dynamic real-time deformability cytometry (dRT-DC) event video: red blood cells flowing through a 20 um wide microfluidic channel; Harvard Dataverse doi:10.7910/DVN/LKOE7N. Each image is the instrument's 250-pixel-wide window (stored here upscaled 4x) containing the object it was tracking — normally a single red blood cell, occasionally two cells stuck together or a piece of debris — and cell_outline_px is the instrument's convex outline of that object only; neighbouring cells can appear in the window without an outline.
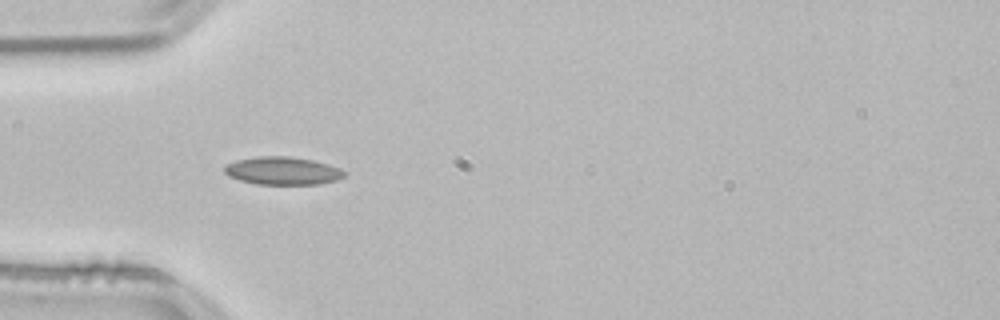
{"species": "common noctule bat (a hibernating species)", "species_latin": "Nyctalus noctula", "temperature_condition": "room temperature", "stored_images_in_passage": 27, "camera_frame_rate_fps": 3000, "um_per_image_px": 0.085, "animal": {"sex": "male", "body_mass_g": 21.5, "forearm_length_mm": 52.0}, "frame": {"image": 1, "passage_image": 1, "time_ms": 0.0, "image_size_px": [1000, 320], "cell_outline_px": [[344, 176], [336, 180], [320, 184], [256, 184], [240, 180], [228, 176], [224, 172], [224, 168], [228, 164], [236, 160], [260, 156], [288, 156], [312, 160], [328, 164], [340, 168], [344, 172]], "centroid_in_image_um": [24.01, 14.52], "position_along_channel_um": 61.0, "area_um2": 19.36}, "authors_computed_cell_mechanics": {"area_um2": 17.5712, "velocity_mm_per_s": 3.8148, "shape_relaxation_time_tau1_ms": 8.2591, "shape_relaxation_time_tau2_ms": 3.5117, "deformation_change_tau1": 0.1624, "deformation_change_tau2": 0.0873}}